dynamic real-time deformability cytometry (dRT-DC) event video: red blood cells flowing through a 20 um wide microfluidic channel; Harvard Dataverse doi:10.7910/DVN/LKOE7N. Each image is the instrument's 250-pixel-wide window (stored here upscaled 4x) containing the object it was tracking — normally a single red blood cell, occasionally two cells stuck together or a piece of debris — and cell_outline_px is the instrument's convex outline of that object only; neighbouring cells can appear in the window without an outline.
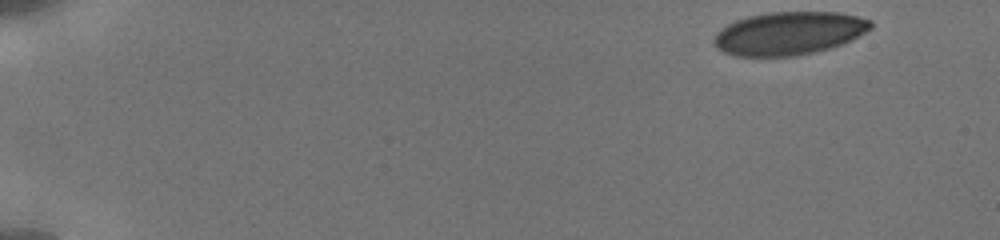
{"species": "human", "species_latin": "Homo sapiens", "temperature_condition": "cold", "stored_images_in_passage": 20, "camera_frame_rate_fps": 3000, "um_per_image_px": 0.085, "donor": {"sex": "male"}, "frame": {"image": 1, "passage_image": 1, "time_ms": 0.0, "image_size_px": [1000, 240], "cell_outline_px": [[872, 28], [852, 40], [828, 48], [796, 56], [736, 56], [724, 52], [716, 48], [716, 32], [720, 28], [736, 20], [748, 16], [768, 12], [836, 12], [856, 16], [872, 20]], "centroid_in_image_um": [67.07, 2.82], "position_along_channel_um": 17.9, "area_um2": 39.19}}
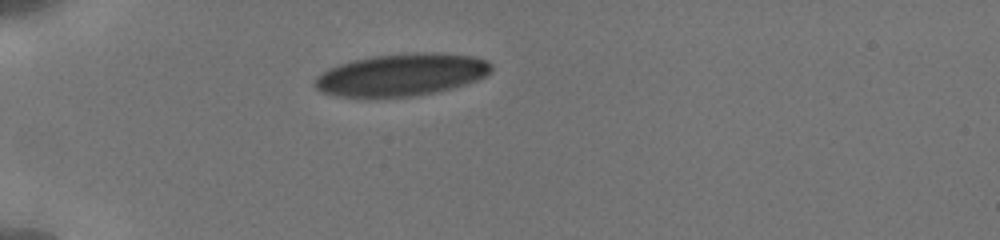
{"frame": {"image": 2, "passage_image": 16, "time_ms": 4.0, "image_size_px": [1000, 240], "cell_outline_px": [[492, 72], [476, 80], [452, 88], [436, 92], [412, 96], [340, 96], [320, 92], [312, 84], [316, 76], [328, 68], [352, 60], [372, 56], [416, 52], [440, 52], [476, 56], [488, 60], [492, 64]], "centroid_in_image_um": [34.15, 6.33], "position_along_channel_um": 50.9, "area_um2": 43.58}}